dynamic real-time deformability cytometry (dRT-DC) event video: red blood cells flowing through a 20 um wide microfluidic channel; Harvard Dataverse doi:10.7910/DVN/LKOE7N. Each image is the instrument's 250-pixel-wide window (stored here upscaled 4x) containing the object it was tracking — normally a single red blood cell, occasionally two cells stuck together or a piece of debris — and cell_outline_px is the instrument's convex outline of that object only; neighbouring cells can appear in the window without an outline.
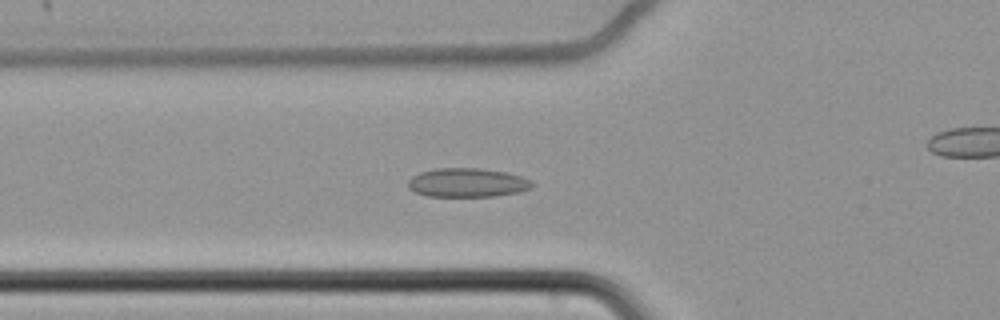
{"species": "common noctule bat (a hibernating species)", "species_latin": "Nyctalus noctula", "temperature_condition": "cold", "stored_images_in_passage": 21, "camera_frame_rate_fps": 3000, "um_per_image_px": 0.085, "animal": {"sex": "female", "body_mass_g": 22.7, "forearm_length_mm": 54.2}, "frame": {"image": 1, "passage_image": 15, "time_ms": 4.667, "image_size_px": [1000, 320], "cell_outline_px": [[532, 188], [520, 192], [496, 196], [428, 196], [416, 192], [408, 188], [408, 180], [412, 176], [420, 172], [436, 168], [476, 168], [508, 172], [532, 180]], "centroid_in_image_um": [39.73, 15.52], "position_along_channel_um": 86.1, "area_um2": 20.98}}
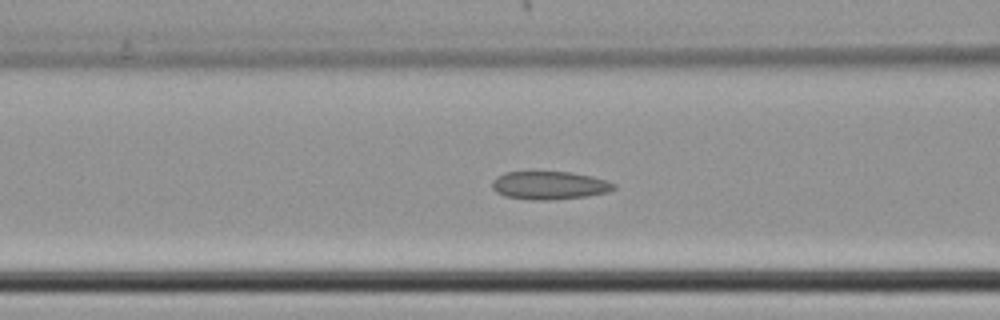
{"frame": {"image": 2, "passage_image": 18, "time_ms": 5.667, "image_size_px": [1000, 320], "cell_outline_px": [[616, 188], [608, 192], [588, 196], [548, 200], [532, 200], [504, 196], [496, 192], [492, 188], [492, 180], [496, 176], [504, 172], [572, 172], [592, 176], [608, 180], [616, 184]], "centroid_in_image_um": [46.71, 15.75], "position_along_channel_um": 119.9, "area_um2": 20.17}}
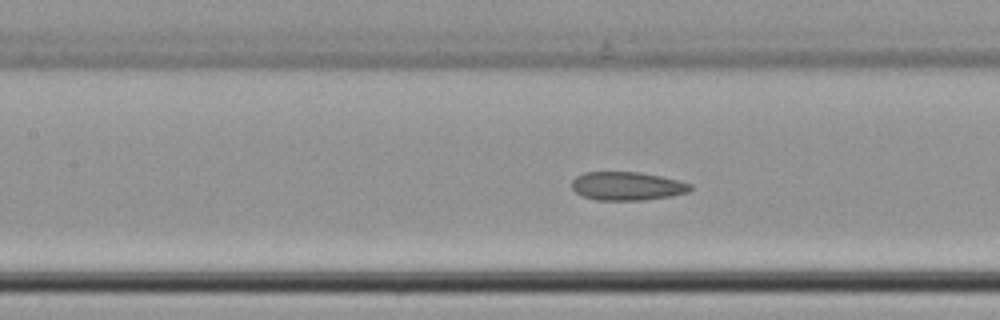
{"frame": {"image": 3, "passage_image": 21, "time_ms": 6.667, "image_size_px": [1000, 320], "cell_outline_px": [[692, 188], [688, 192], [672, 196], [644, 200], [596, 200], [584, 196], [576, 192], [572, 188], [572, 180], [576, 176], [584, 172], [640, 172], [680, 180], [692, 184]], "centroid_in_image_um": [53.33, 15.81], "position_along_channel_um": 154.1, "area_um2": 19.77}}